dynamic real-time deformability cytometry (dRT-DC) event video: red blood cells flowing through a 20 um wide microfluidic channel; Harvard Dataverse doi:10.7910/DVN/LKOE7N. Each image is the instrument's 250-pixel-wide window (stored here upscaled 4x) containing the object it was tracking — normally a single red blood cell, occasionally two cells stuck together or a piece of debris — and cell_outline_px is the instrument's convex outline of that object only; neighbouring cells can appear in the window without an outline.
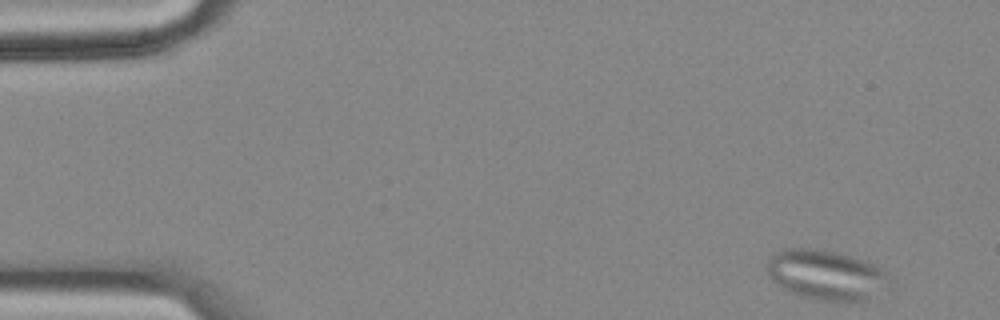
{"species": "common noctule bat (a hibernating species)", "species_latin": "Nyctalus noctula", "temperature_condition": "cold", "stored_images_in_passage": 55, "camera_frame_rate_fps": 3000, "um_per_image_px": 0.085, "animal": {"sex": "female", "body_mass_g": 18.4}, "frame": {"image": 1, "passage_image": 1, "time_ms": 0.0, "image_size_px": [1000, 320], "cell_outline_px": [[888, 276], [868, 300], [840, 304], [816, 300], [800, 296], [784, 288], [768, 276], [768, 260], [772, 252], [784, 248], [812, 248], [836, 252], [864, 260], [880, 268]], "centroid_in_image_um": [70.11, 23.37], "position_along_channel_um": 14.9, "area_um2": 35.26}}
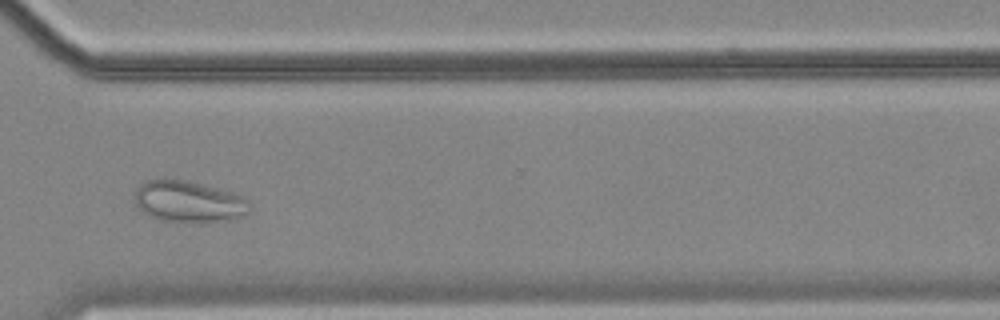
{"frame": {"image": 2, "passage_image": 40, "time_ms": 13.0, "image_size_px": [1000, 320], "cell_outline_px": [[252, 208], [248, 212], [240, 216], [228, 220], [200, 224], [160, 220], [148, 216], [140, 212], [136, 208], [132, 196], [136, 188], [144, 180], [168, 176], [232, 192], [244, 196], [252, 204]], "centroid_in_image_um": [15.96, 17.13], "position_along_channel_um": 354.6, "area_um2": 29.07}}
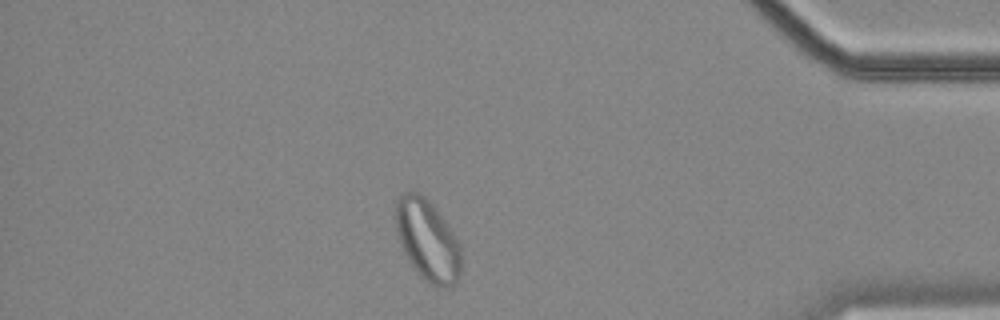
{"frame": {"image": 3, "passage_image": 47, "time_ms": 15.333, "image_size_px": [1000, 320], "cell_outline_px": [[460, 276], [456, 284], [452, 288], [440, 288], [428, 284], [416, 272], [408, 260], [400, 244], [396, 232], [392, 216], [396, 200], [404, 192], [416, 192], [424, 196], [428, 200], [444, 220], [460, 244]], "centroid_in_image_um": [36.3, 20.45], "position_along_channel_um": 398.9, "area_um2": 31.5}}